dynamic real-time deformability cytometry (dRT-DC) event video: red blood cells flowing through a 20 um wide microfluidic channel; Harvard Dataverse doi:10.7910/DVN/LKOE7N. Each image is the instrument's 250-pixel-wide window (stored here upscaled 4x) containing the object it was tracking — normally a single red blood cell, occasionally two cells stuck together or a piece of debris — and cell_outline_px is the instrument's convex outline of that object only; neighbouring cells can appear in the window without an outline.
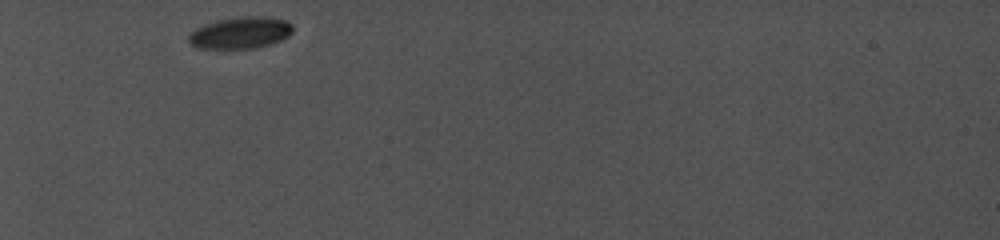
{"species": "common noctule bat (a hibernating species)", "species_latin": "Nyctalus noctula", "temperature_condition": "cold", "stored_images_in_passage": 16, "camera_frame_rate_fps": 5000, "um_per_image_px": 0.085, "animal": {"sex": "female", "body_mass_g": 19.0, "forearm_length_mm": 56.7}, "frame": {"image": 1, "passage_image": 1, "time_ms": 0.0, "image_size_px": [1000, 240], "cell_outline_px": [[292, 32], [288, 36], [272, 44], [256, 48], [196, 48], [188, 40], [188, 36], [196, 28], [204, 24], [216, 20], [244, 16], [260, 16], [288, 20], [292, 24]], "centroid_in_image_um": [20.45, 2.78], "position_along_channel_um": 64.5, "area_um2": 19.25}}
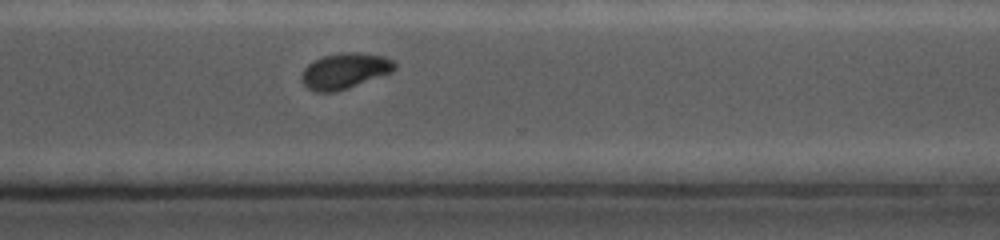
{"frame": {"image": 2, "passage_image": 13, "time_ms": 8.0, "image_size_px": [1000, 240], "cell_outline_px": [[396, 68], [392, 72], [336, 92], [316, 92], [308, 88], [300, 80], [300, 76], [304, 68], [312, 60], [324, 56], [348, 52], [356, 52], [384, 56], [392, 60], [396, 64]], "centroid_in_image_um": [29.28, 6.03], "position_along_channel_um": 341.3, "area_um2": 19.31}}
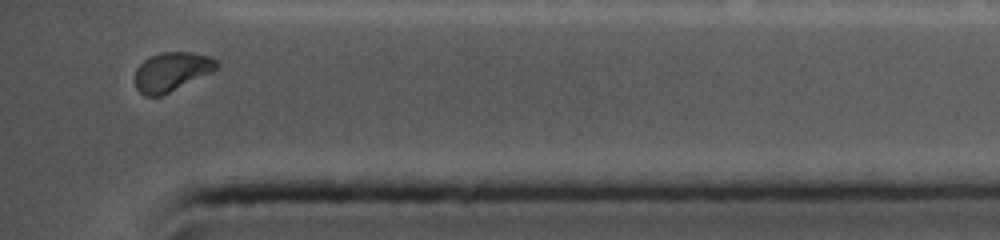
{"frame": {"image": 3, "passage_image": 16, "time_ms": 10.0, "image_size_px": [1000, 240], "cell_outline_px": [[220, 64], [212, 72], [160, 96], [144, 96], [136, 88], [136, 68], [148, 56], [160, 52], [192, 52], [212, 56]], "centroid_in_image_um": [14.59, 6.07], "position_along_channel_um": 420.6, "area_um2": 18.55}, "authors_computed_cell_mechanics": {"area_um2": 19.941, "velocity_mm_per_s": 3.9076, "shape_relaxation_time_tau1_ms": 2.4229, "shape_relaxation_time_tau2_ms": 1.4846, "deformation_change_tau1": 0.1092, "deformation_change_tau2": 0.0446}}